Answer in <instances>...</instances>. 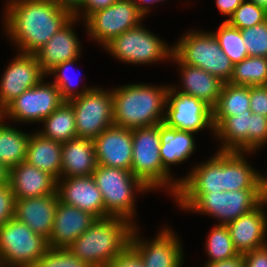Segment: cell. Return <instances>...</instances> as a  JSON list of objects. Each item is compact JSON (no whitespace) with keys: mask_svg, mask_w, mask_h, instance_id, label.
I'll use <instances>...</instances> for the list:
<instances>
[{"mask_svg":"<svg viewBox=\"0 0 267 267\" xmlns=\"http://www.w3.org/2000/svg\"><path fill=\"white\" fill-rule=\"evenodd\" d=\"M78 20L73 17L63 28L55 33L50 40L34 53L43 72L47 75L57 65L80 58L81 46L73 24Z\"/></svg>","mask_w":267,"mask_h":267,"instance_id":"21","label":"cell"},{"mask_svg":"<svg viewBox=\"0 0 267 267\" xmlns=\"http://www.w3.org/2000/svg\"><path fill=\"white\" fill-rule=\"evenodd\" d=\"M92 176L103 196L105 218H125L134 224L133 219L137 212L135 192H149L150 189L131 171L125 169L97 165Z\"/></svg>","mask_w":267,"mask_h":267,"instance_id":"6","label":"cell"},{"mask_svg":"<svg viewBox=\"0 0 267 267\" xmlns=\"http://www.w3.org/2000/svg\"><path fill=\"white\" fill-rule=\"evenodd\" d=\"M65 100L60 90L52 82L44 79L29 88L5 108V118L25 123L42 122L54 112Z\"/></svg>","mask_w":267,"mask_h":267,"instance_id":"12","label":"cell"},{"mask_svg":"<svg viewBox=\"0 0 267 267\" xmlns=\"http://www.w3.org/2000/svg\"><path fill=\"white\" fill-rule=\"evenodd\" d=\"M250 110V86L224 83L212 117H230Z\"/></svg>","mask_w":267,"mask_h":267,"instance_id":"32","label":"cell"},{"mask_svg":"<svg viewBox=\"0 0 267 267\" xmlns=\"http://www.w3.org/2000/svg\"><path fill=\"white\" fill-rule=\"evenodd\" d=\"M228 83L243 86L267 85V57L248 56L235 64Z\"/></svg>","mask_w":267,"mask_h":267,"instance_id":"33","label":"cell"},{"mask_svg":"<svg viewBox=\"0 0 267 267\" xmlns=\"http://www.w3.org/2000/svg\"><path fill=\"white\" fill-rule=\"evenodd\" d=\"M30 136L3 122L0 125V163L10 170L24 162Z\"/></svg>","mask_w":267,"mask_h":267,"instance_id":"31","label":"cell"},{"mask_svg":"<svg viewBox=\"0 0 267 267\" xmlns=\"http://www.w3.org/2000/svg\"><path fill=\"white\" fill-rule=\"evenodd\" d=\"M169 86L128 84L112 90L114 125L127 129L161 124Z\"/></svg>","mask_w":267,"mask_h":267,"instance_id":"2","label":"cell"},{"mask_svg":"<svg viewBox=\"0 0 267 267\" xmlns=\"http://www.w3.org/2000/svg\"><path fill=\"white\" fill-rule=\"evenodd\" d=\"M97 165L131 171L132 129L111 126L93 139Z\"/></svg>","mask_w":267,"mask_h":267,"instance_id":"16","label":"cell"},{"mask_svg":"<svg viewBox=\"0 0 267 267\" xmlns=\"http://www.w3.org/2000/svg\"><path fill=\"white\" fill-rule=\"evenodd\" d=\"M217 30L212 33L218 40L223 52L234 65L249 56L240 29L232 27L226 21H223Z\"/></svg>","mask_w":267,"mask_h":267,"instance_id":"35","label":"cell"},{"mask_svg":"<svg viewBox=\"0 0 267 267\" xmlns=\"http://www.w3.org/2000/svg\"><path fill=\"white\" fill-rule=\"evenodd\" d=\"M9 183V169L0 163V186Z\"/></svg>","mask_w":267,"mask_h":267,"instance_id":"51","label":"cell"},{"mask_svg":"<svg viewBox=\"0 0 267 267\" xmlns=\"http://www.w3.org/2000/svg\"><path fill=\"white\" fill-rule=\"evenodd\" d=\"M78 59L70 60V61H65L59 65H57L54 69H52L49 74L55 75V81L52 82L53 84L56 85V87L60 90L61 96L65 101H68L72 98H75L77 96H81L87 91H89L91 88L94 87H89L86 88V86H83L82 91L77 92V88L73 86V81L68 74H66V71H69L70 68H73V64L77 62ZM76 86V84H74ZM74 87V88H73Z\"/></svg>","mask_w":267,"mask_h":267,"instance_id":"38","label":"cell"},{"mask_svg":"<svg viewBox=\"0 0 267 267\" xmlns=\"http://www.w3.org/2000/svg\"><path fill=\"white\" fill-rule=\"evenodd\" d=\"M63 11L72 17L81 18L83 15L84 0H53ZM81 11V12H80Z\"/></svg>","mask_w":267,"mask_h":267,"instance_id":"45","label":"cell"},{"mask_svg":"<svg viewBox=\"0 0 267 267\" xmlns=\"http://www.w3.org/2000/svg\"><path fill=\"white\" fill-rule=\"evenodd\" d=\"M96 217L59 200L53 228L49 236V248H68L95 221Z\"/></svg>","mask_w":267,"mask_h":267,"instance_id":"18","label":"cell"},{"mask_svg":"<svg viewBox=\"0 0 267 267\" xmlns=\"http://www.w3.org/2000/svg\"><path fill=\"white\" fill-rule=\"evenodd\" d=\"M240 31L249 56L267 57V20Z\"/></svg>","mask_w":267,"mask_h":267,"instance_id":"39","label":"cell"},{"mask_svg":"<svg viewBox=\"0 0 267 267\" xmlns=\"http://www.w3.org/2000/svg\"><path fill=\"white\" fill-rule=\"evenodd\" d=\"M143 17L145 15L134 0H117L109 7L91 13L84 24L89 36L104 47L114 37L141 24Z\"/></svg>","mask_w":267,"mask_h":267,"instance_id":"11","label":"cell"},{"mask_svg":"<svg viewBox=\"0 0 267 267\" xmlns=\"http://www.w3.org/2000/svg\"><path fill=\"white\" fill-rule=\"evenodd\" d=\"M132 174L151 191L167 189L170 195L177 194L180 183L163 167L160 157L159 124L132 129ZM167 187V188H166Z\"/></svg>","mask_w":267,"mask_h":267,"instance_id":"4","label":"cell"},{"mask_svg":"<svg viewBox=\"0 0 267 267\" xmlns=\"http://www.w3.org/2000/svg\"><path fill=\"white\" fill-rule=\"evenodd\" d=\"M267 9V0H247Z\"/></svg>","mask_w":267,"mask_h":267,"instance_id":"52","label":"cell"},{"mask_svg":"<svg viewBox=\"0 0 267 267\" xmlns=\"http://www.w3.org/2000/svg\"><path fill=\"white\" fill-rule=\"evenodd\" d=\"M250 110L267 117V85L250 86Z\"/></svg>","mask_w":267,"mask_h":267,"instance_id":"42","label":"cell"},{"mask_svg":"<svg viewBox=\"0 0 267 267\" xmlns=\"http://www.w3.org/2000/svg\"><path fill=\"white\" fill-rule=\"evenodd\" d=\"M42 124L44 129L38 133L54 141L64 143L77 137L74 110L68 101L46 117Z\"/></svg>","mask_w":267,"mask_h":267,"instance_id":"30","label":"cell"},{"mask_svg":"<svg viewBox=\"0 0 267 267\" xmlns=\"http://www.w3.org/2000/svg\"><path fill=\"white\" fill-rule=\"evenodd\" d=\"M207 237L205 249L209 260L206 263L223 261L239 255L226 225L215 224Z\"/></svg>","mask_w":267,"mask_h":267,"instance_id":"34","label":"cell"},{"mask_svg":"<svg viewBox=\"0 0 267 267\" xmlns=\"http://www.w3.org/2000/svg\"><path fill=\"white\" fill-rule=\"evenodd\" d=\"M175 45L173 55L181 63L201 68L223 82H229L234 64L223 52L212 32H186Z\"/></svg>","mask_w":267,"mask_h":267,"instance_id":"7","label":"cell"},{"mask_svg":"<svg viewBox=\"0 0 267 267\" xmlns=\"http://www.w3.org/2000/svg\"><path fill=\"white\" fill-rule=\"evenodd\" d=\"M246 154V152L225 151V191L258 189L259 172L243 157Z\"/></svg>","mask_w":267,"mask_h":267,"instance_id":"29","label":"cell"},{"mask_svg":"<svg viewBox=\"0 0 267 267\" xmlns=\"http://www.w3.org/2000/svg\"><path fill=\"white\" fill-rule=\"evenodd\" d=\"M125 218H99L68 247L91 267H105L129 245L133 228Z\"/></svg>","mask_w":267,"mask_h":267,"instance_id":"3","label":"cell"},{"mask_svg":"<svg viewBox=\"0 0 267 267\" xmlns=\"http://www.w3.org/2000/svg\"><path fill=\"white\" fill-rule=\"evenodd\" d=\"M96 166L93 139L76 137L62 143L61 178L90 176Z\"/></svg>","mask_w":267,"mask_h":267,"instance_id":"25","label":"cell"},{"mask_svg":"<svg viewBox=\"0 0 267 267\" xmlns=\"http://www.w3.org/2000/svg\"><path fill=\"white\" fill-rule=\"evenodd\" d=\"M258 194L262 203L267 205V176L258 174Z\"/></svg>","mask_w":267,"mask_h":267,"instance_id":"49","label":"cell"},{"mask_svg":"<svg viewBox=\"0 0 267 267\" xmlns=\"http://www.w3.org/2000/svg\"><path fill=\"white\" fill-rule=\"evenodd\" d=\"M58 193L15 200L14 217L26 224L33 232L49 239L53 228Z\"/></svg>","mask_w":267,"mask_h":267,"instance_id":"20","label":"cell"},{"mask_svg":"<svg viewBox=\"0 0 267 267\" xmlns=\"http://www.w3.org/2000/svg\"><path fill=\"white\" fill-rule=\"evenodd\" d=\"M15 199L9 183L0 186V226L14 218Z\"/></svg>","mask_w":267,"mask_h":267,"instance_id":"41","label":"cell"},{"mask_svg":"<svg viewBox=\"0 0 267 267\" xmlns=\"http://www.w3.org/2000/svg\"><path fill=\"white\" fill-rule=\"evenodd\" d=\"M267 20V9L253 2L244 0L233 14L225 21L232 27L244 29L253 27Z\"/></svg>","mask_w":267,"mask_h":267,"instance_id":"36","label":"cell"},{"mask_svg":"<svg viewBox=\"0 0 267 267\" xmlns=\"http://www.w3.org/2000/svg\"><path fill=\"white\" fill-rule=\"evenodd\" d=\"M267 144V117L252 113L248 129V153H254Z\"/></svg>","mask_w":267,"mask_h":267,"instance_id":"40","label":"cell"},{"mask_svg":"<svg viewBox=\"0 0 267 267\" xmlns=\"http://www.w3.org/2000/svg\"><path fill=\"white\" fill-rule=\"evenodd\" d=\"M137 229L136 225L131 234L130 246L140 255L144 267H181L183 248L172 229L163 228L152 241L141 239Z\"/></svg>","mask_w":267,"mask_h":267,"instance_id":"14","label":"cell"},{"mask_svg":"<svg viewBox=\"0 0 267 267\" xmlns=\"http://www.w3.org/2000/svg\"><path fill=\"white\" fill-rule=\"evenodd\" d=\"M16 1H19V0H8V2H6L7 3L6 6H8V5H10V4H12L13 2H16Z\"/></svg>","mask_w":267,"mask_h":267,"instance_id":"54","label":"cell"},{"mask_svg":"<svg viewBox=\"0 0 267 267\" xmlns=\"http://www.w3.org/2000/svg\"><path fill=\"white\" fill-rule=\"evenodd\" d=\"M47 76L34 54L20 53L7 66L0 80V104L6 108Z\"/></svg>","mask_w":267,"mask_h":267,"instance_id":"15","label":"cell"},{"mask_svg":"<svg viewBox=\"0 0 267 267\" xmlns=\"http://www.w3.org/2000/svg\"><path fill=\"white\" fill-rule=\"evenodd\" d=\"M244 0H216L219 11L226 16H231Z\"/></svg>","mask_w":267,"mask_h":267,"instance_id":"47","label":"cell"},{"mask_svg":"<svg viewBox=\"0 0 267 267\" xmlns=\"http://www.w3.org/2000/svg\"><path fill=\"white\" fill-rule=\"evenodd\" d=\"M168 46L158 36L139 24L114 37L104 46V49L124 63L139 65L171 59L173 46L171 48Z\"/></svg>","mask_w":267,"mask_h":267,"instance_id":"9","label":"cell"},{"mask_svg":"<svg viewBox=\"0 0 267 267\" xmlns=\"http://www.w3.org/2000/svg\"><path fill=\"white\" fill-rule=\"evenodd\" d=\"M163 2V0H134V3L137 5L138 9L144 14L149 13L150 5L153 3ZM144 4V5H143ZM147 4V5H145Z\"/></svg>","mask_w":267,"mask_h":267,"instance_id":"50","label":"cell"},{"mask_svg":"<svg viewBox=\"0 0 267 267\" xmlns=\"http://www.w3.org/2000/svg\"><path fill=\"white\" fill-rule=\"evenodd\" d=\"M160 157L163 167L170 173V166L181 164L195 152L194 132L178 130L159 124Z\"/></svg>","mask_w":267,"mask_h":267,"instance_id":"26","label":"cell"},{"mask_svg":"<svg viewBox=\"0 0 267 267\" xmlns=\"http://www.w3.org/2000/svg\"><path fill=\"white\" fill-rule=\"evenodd\" d=\"M204 267H244L243 254L223 261L206 263Z\"/></svg>","mask_w":267,"mask_h":267,"instance_id":"48","label":"cell"},{"mask_svg":"<svg viewBox=\"0 0 267 267\" xmlns=\"http://www.w3.org/2000/svg\"><path fill=\"white\" fill-rule=\"evenodd\" d=\"M177 205L186 211L208 214L226 225L255 209L260 203L258 189L208 193H177ZM219 219V220H218Z\"/></svg>","mask_w":267,"mask_h":267,"instance_id":"5","label":"cell"},{"mask_svg":"<svg viewBox=\"0 0 267 267\" xmlns=\"http://www.w3.org/2000/svg\"><path fill=\"white\" fill-rule=\"evenodd\" d=\"M60 179L57 193L61 202L89 212L97 219L105 218L103 196L92 175Z\"/></svg>","mask_w":267,"mask_h":267,"instance_id":"17","label":"cell"},{"mask_svg":"<svg viewBox=\"0 0 267 267\" xmlns=\"http://www.w3.org/2000/svg\"><path fill=\"white\" fill-rule=\"evenodd\" d=\"M251 110L230 117H212L214 132L222 144L218 151L248 153V129Z\"/></svg>","mask_w":267,"mask_h":267,"instance_id":"27","label":"cell"},{"mask_svg":"<svg viewBox=\"0 0 267 267\" xmlns=\"http://www.w3.org/2000/svg\"><path fill=\"white\" fill-rule=\"evenodd\" d=\"M48 241L15 217L0 226V267H33Z\"/></svg>","mask_w":267,"mask_h":267,"instance_id":"8","label":"cell"},{"mask_svg":"<svg viewBox=\"0 0 267 267\" xmlns=\"http://www.w3.org/2000/svg\"><path fill=\"white\" fill-rule=\"evenodd\" d=\"M5 108L0 104V125L5 121Z\"/></svg>","mask_w":267,"mask_h":267,"instance_id":"53","label":"cell"},{"mask_svg":"<svg viewBox=\"0 0 267 267\" xmlns=\"http://www.w3.org/2000/svg\"><path fill=\"white\" fill-rule=\"evenodd\" d=\"M244 267H267V244L243 254Z\"/></svg>","mask_w":267,"mask_h":267,"instance_id":"44","label":"cell"},{"mask_svg":"<svg viewBox=\"0 0 267 267\" xmlns=\"http://www.w3.org/2000/svg\"><path fill=\"white\" fill-rule=\"evenodd\" d=\"M105 267H144L140 255L129 245Z\"/></svg>","mask_w":267,"mask_h":267,"instance_id":"43","label":"cell"},{"mask_svg":"<svg viewBox=\"0 0 267 267\" xmlns=\"http://www.w3.org/2000/svg\"><path fill=\"white\" fill-rule=\"evenodd\" d=\"M163 123L183 131L199 132L209 127L214 132L212 109L196 97L176 91L171 85Z\"/></svg>","mask_w":267,"mask_h":267,"instance_id":"13","label":"cell"},{"mask_svg":"<svg viewBox=\"0 0 267 267\" xmlns=\"http://www.w3.org/2000/svg\"><path fill=\"white\" fill-rule=\"evenodd\" d=\"M263 207L265 204L261 202L255 209L226 224L239 254L266 245L267 215Z\"/></svg>","mask_w":267,"mask_h":267,"instance_id":"19","label":"cell"},{"mask_svg":"<svg viewBox=\"0 0 267 267\" xmlns=\"http://www.w3.org/2000/svg\"><path fill=\"white\" fill-rule=\"evenodd\" d=\"M68 102L74 110L77 137L94 139L114 125L112 90L94 86Z\"/></svg>","mask_w":267,"mask_h":267,"instance_id":"10","label":"cell"},{"mask_svg":"<svg viewBox=\"0 0 267 267\" xmlns=\"http://www.w3.org/2000/svg\"><path fill=\"white\" fill-rule=\"evenodd\" d=\"M4 14L6 34L24 54H34L73 18L53 0H19Z\"/></svg>","mask_w":267,"mask_h":267,"instance_id":"1","label":"cell"},{"mask_svg":"<svg viewBox=\"0 0 267 267\" xmlns=\"http://www.w3.org/2000/svg\"><path fill=\"white\" fill-rule=\"evenodd\" d=\"M117 0H84L83 5V21L93 12L107 8L114 4Z\"/></svg>","mask_w":267,"mask_h":267,"instance_id":"46","label":"cell"},{"mask_svg":"<svg viewBox=\"0 0 267 267\" xmlns=\"http://www.w3.org/2000/svg\"><path fill=\"white\" fill-rule=\"evenodd\" d=\"M25 161L55 177L61 178L62 143L32 133L26 152Z\"/></svg>","mask_w":267,"mask_h":267,"instance_id":"28","label":"cell"},{"mask_svg":"<svg viewBox=\"0 0 267 267\" xmlns=\"http://www.w3.org/2000/svg\"><path fill=\"white\" fill-rule=\"evenodd\" d=\"M180 179L177 193H208L225 191V151H218L208 161L192 168Z\"/></svg>","mask_w":267,"mask_h":267,"instance_id":"22","label":"cell"},{"mask_svg":"<svg viewBox=\"0 0 267 267\" xmlns=\"http://www.w3.org/2000/svg\"><path fill=\"white\" fill-rule=\"evenodd\" d=\"M9 185L15 200L57 193V179L26 161L9 170Z\"/></svg>","mask_w":267,"mask_h":267,"instance_id":"23","label":"cell"},{"mask_svg":"<svg viewBox=\"0 0 267 267\" xmlns=\"http://www.w3.org/2000/svg\"><path fill=\"white\" fill-rule=\"evenodd\" d=\"M171 59L179 64L177 66L182 79L181 88L172 87L176 91L198 98L213 109L225 82L201 68L181 63L174 55Z\"/></svg>","mask_w":267,"mask_h":267,"instance_id":"24","label":"cell"},{"mask_svg":"<svg viewBox=\"0 0 267 267\" xmlns=\"http://www.w3.org/2000/svg\"><path fill=\"white\" fill-rule=\"evenodd\" d=\"M33 267H91L68 248H49Z\"/></svg>","mask_w":267,"mask_h":267,"instance_id":"37","label":"cell"}]
</instances>
